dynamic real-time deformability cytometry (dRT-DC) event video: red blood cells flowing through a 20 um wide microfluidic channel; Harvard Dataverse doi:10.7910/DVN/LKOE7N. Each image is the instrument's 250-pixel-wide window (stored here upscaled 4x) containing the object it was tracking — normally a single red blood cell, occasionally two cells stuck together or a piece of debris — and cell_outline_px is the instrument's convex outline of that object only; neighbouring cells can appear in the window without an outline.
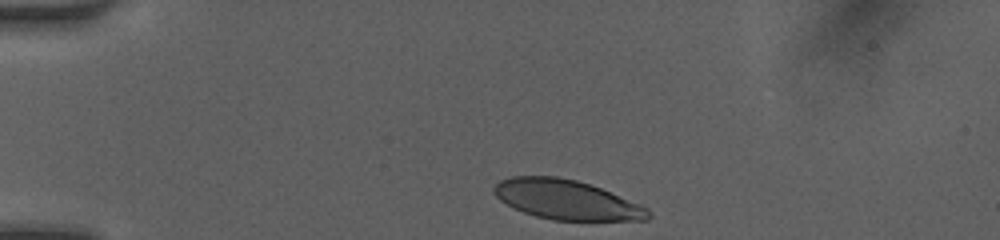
{"species": "human", "species_latin": "Homo sapiens", "temperature_condition": "room temperature", "stored_images_in_passage": 32, "camera_frame_rate_fps": 3000, "um_per_image_px": 0.085, "donor": {"sex": "female"}, "frame": {"image": 1, "passage_image": 1, "time_ms": 0.0, "image_size_px": [1000, 240], "cell_outline_px": [[652, 216], [648, 220], [552, 220], [536, 216], [524, 212], [500, 200], [492, 192], [492, 188], [500, 180], [512, 176], [556, 176], [576, 180], [600, 188], [640, 204], [648, 208], [652, 212]], "centroid_in_image_um": [48.16, 16.98], "position_along_channel_um": 36.8, "area_um2": 35.43}}
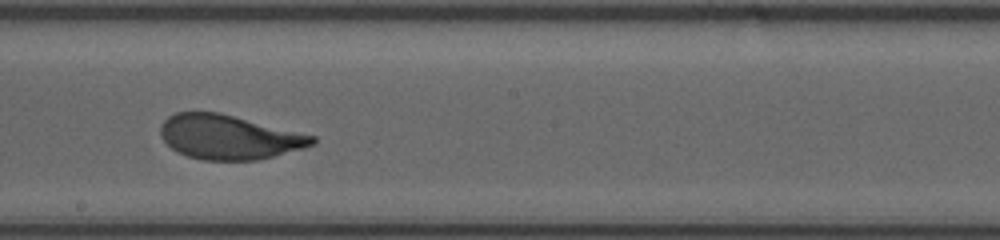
{"frame": {"image": 2, "passage_image": 19, "time_ms": 6.0, "image_size_px": [1000, 240], "cell_outline_px": [[316, 144], [272, 156], [256, 160], [204, 160], [188, 156], [176, 152], [160, 136], [160, 124], [168, 116], [176, 112], [220, 112], [316, 136]], "centroid_in_image_um": [19.43, 11.64], "position_along_channel_um": 228.8, "area_um2": 39.19}}
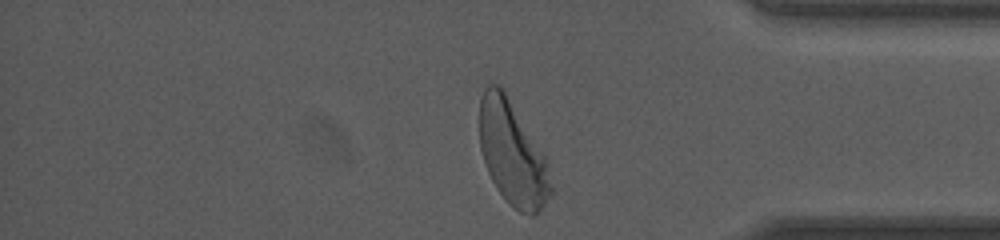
{"frame": {"image": 3, "passage_image": 32, "time_ms": 10.333, "image_size_px": [1000, 240], "cell_outline_px": [[556, 192], [536, 216], [532, 216], [520, 212], [512, 208], [508, 204], [496, 188], [488, 172], [480, 148], [480, 100], [484, 88], [488, 84], [496, 84], [504, 88], [548, 160]], "centroid_in_image_um": [43.63, 13.1], "position_along_channel_um": 391.6, "area_um2": 44.39}, "authors_computed_cell_mechanics": {"area_um2": 39.593, "velocity_mm_per_s": 4.1137, "shape_relaxation_time_tau1_ms": 3.0208, "shape_relaxation_time_tau2_ms": null, "deformation_change_tau1": 0.1602, "deformation_change_tau2": null}}